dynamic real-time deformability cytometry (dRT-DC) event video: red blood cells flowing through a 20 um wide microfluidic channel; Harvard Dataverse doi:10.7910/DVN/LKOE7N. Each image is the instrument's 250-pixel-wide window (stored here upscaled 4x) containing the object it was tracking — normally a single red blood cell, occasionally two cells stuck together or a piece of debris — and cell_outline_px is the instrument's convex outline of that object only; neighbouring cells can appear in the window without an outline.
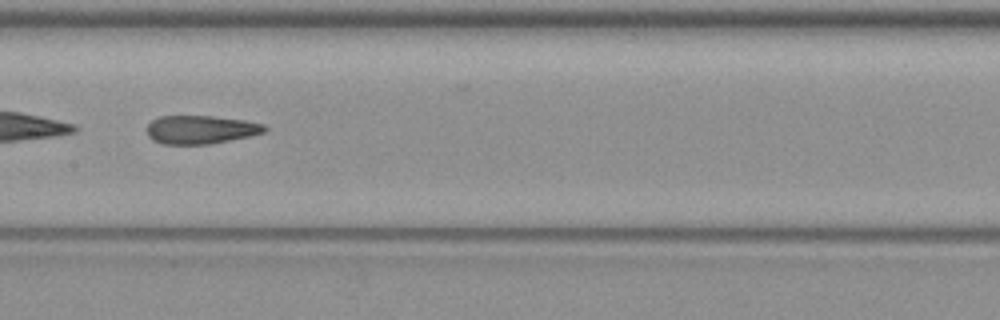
{"species": "common noctule bat (a hibernating species)", "species_latin": "Nyctalus noctula", "temperature_condition": "warm", "stored_images_in_passage": 9, "camera_frame_rate_fps": 3000, "um_per_image_px": 0.085, "animal": {"sex": "female", "body_mass_g": 19.3, "forearm_length_mm": 54.1}, "frame": {"image": 1, "passage_image": 7, "time_ms": 8.667, "image_size_px": [1000, 320], "cell_outline_px": [[268, 128], [264, 132], [248, 136], [212, 144], [164, 144], [152, 140], [148, 136], [144, 128], [152, 120], [160, 116], [212, 116], [244, 120], [264, 124]], "centroid_in_image_um": [17.01, 11.02], "position_along_channel_um": 190.4, "area_um2": 19.59}}
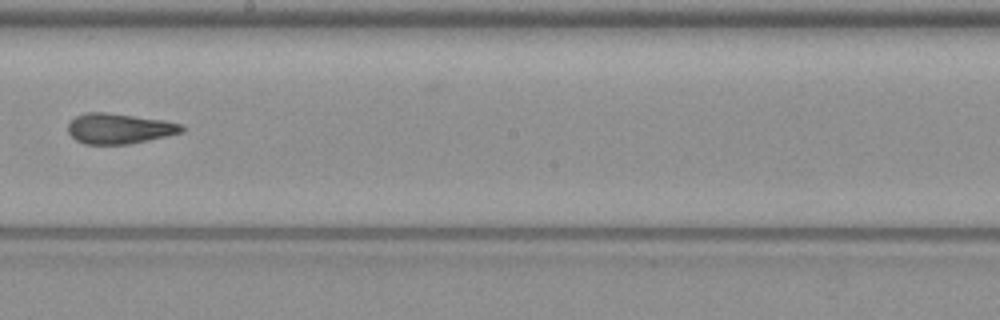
{"frame": {"image": 2, "passage_image": 8, "time_ms": 10.0, "image_size_px": [1000, 320], "cell_outline_px": [[184, 132], [168, 136], [128, 144], [84, 144], [76, 140], [68, 132], [68, 124], [76, 116], [88, 112], [108, 112], [164, 120], [180, 124], [184, 128]], "centroid_in_image_um": [10.14, 10.92], "position_along_channel_um": 238.1, "area_um2": 20.11}}
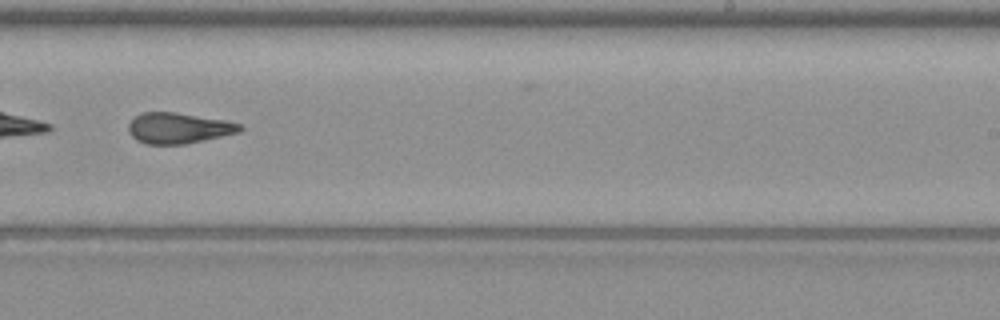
{"frame": {"image": 3, "passage_image": 9, "time_ms": 11.0, "image_size_px": [1000, 320], "cell_outline_px": [[244, 128], [240, 132], [204, 140], [184, 144], [144, 144], [136, 140], [128, 132], [128, 124], [136, 116], [144, 112], [176, 112], [224, 120], [240, 124]], "centroid_in_image_um": [15.16, 10.89], "position_along_channel_um": 273.8, "area_um2": 19.94}}